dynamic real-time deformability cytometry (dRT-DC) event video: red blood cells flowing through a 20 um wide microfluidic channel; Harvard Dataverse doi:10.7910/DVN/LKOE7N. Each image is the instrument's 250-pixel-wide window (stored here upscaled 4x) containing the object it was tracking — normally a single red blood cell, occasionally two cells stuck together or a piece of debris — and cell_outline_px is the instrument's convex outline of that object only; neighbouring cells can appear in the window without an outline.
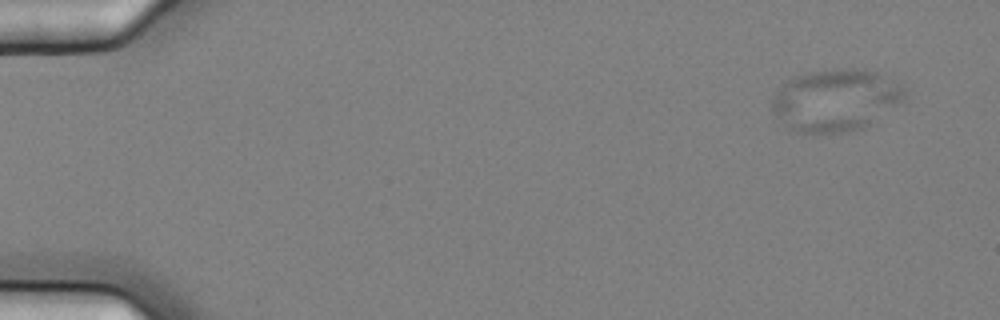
{"species": "common noctule bat (a hibernating species)", "species_latin": "Nyctalus noctula", "temperature_condition": "cold", "stored_images_in_passage": 5, "camera_frame_rate_fps": 3000, "um_per_image_px": 0.085, "animal": {"sex": "female", "body_mass_g": 25.1}, "frame": {"image": 1, "passage_image": 1, "time_ms": 0.0, "image_size_px": [1000, 320], "cell_outline_px": [[904, 100], [864, 128], [848, 132], [796, 132], [776, 116], [772, 108], [772, 100], [776, 88], [788, 80], [796, 76], [812, 72], [840, 68], [864, 68], [876, 72], [900, 84], [904, 88]], "centroid_in_image_um": [71.02, 8.5], "position_along_channel_um": 14.0, "area_um2": 47.63}}